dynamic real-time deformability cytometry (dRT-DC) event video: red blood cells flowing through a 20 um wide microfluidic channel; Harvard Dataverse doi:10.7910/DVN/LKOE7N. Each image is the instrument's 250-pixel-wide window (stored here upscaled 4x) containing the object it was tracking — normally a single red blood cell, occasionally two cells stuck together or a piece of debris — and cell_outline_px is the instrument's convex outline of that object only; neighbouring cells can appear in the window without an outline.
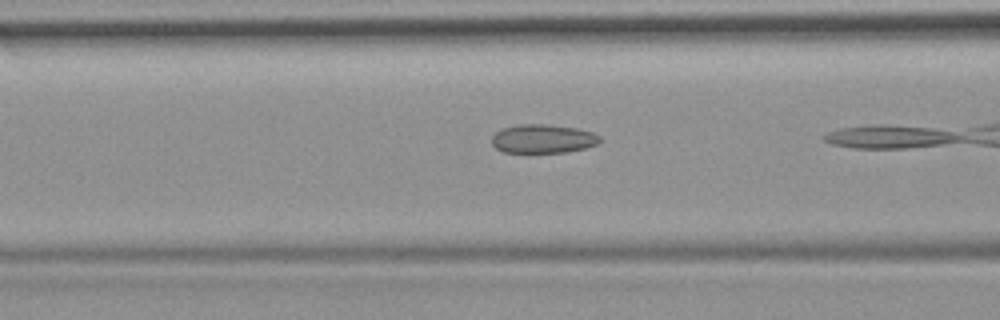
{"species": "common noctule bat (a hibernating species)", "species_latin": "Nyctalus noctula", "temperature_condition": "room temperature", "stored_images_in_passage": 11, "camera_frame_rate_fps": 3000, "um_per_image_px": 0.085, "animal": {"sex": "female", "body_mass_g": 19.9}, "frame": {"image": 1, "passage_image": 7, "time_ms": 2.0, "image_size_px": [1000, 320], "cell_outline_px": [[600, 140], [596, 144], [584, 148], [564, 152], [504, 152], [496, 148], [492, 144], [492, 136], [500, 128], [520, 124], [544, 124], [576, 128], [592, 132], [600, 136]], "centroid_in_image_um": [46.11, 11.78], "position_along_channel_um": 120.5, "area_um2": 17.98}}